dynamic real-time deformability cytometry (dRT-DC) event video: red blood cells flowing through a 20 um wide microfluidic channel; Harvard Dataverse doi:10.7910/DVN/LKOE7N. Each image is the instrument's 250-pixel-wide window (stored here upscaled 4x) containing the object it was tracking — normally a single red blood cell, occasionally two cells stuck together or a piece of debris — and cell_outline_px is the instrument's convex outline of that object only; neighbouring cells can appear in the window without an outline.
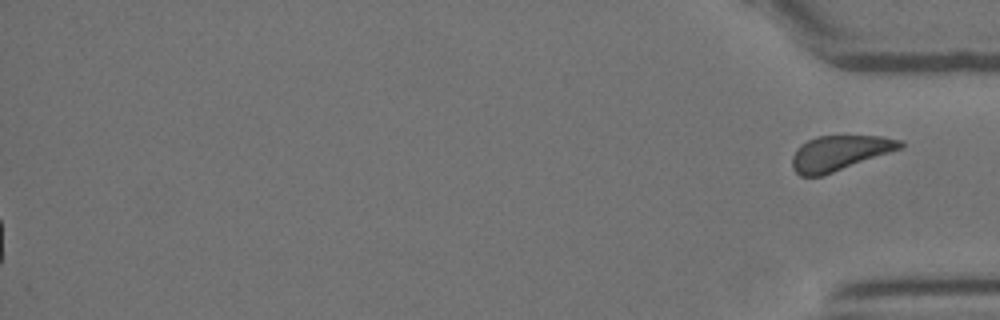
{"species": "Egyptian fruit bat (a non-hibernating species)", "species_latin": "Rousettus aegyptiacus", "temperature_condition": "room temperature", "stored_images_in_passage": 44, "segment_of_instrument_passage": [2, 2], "camera_frame_rate_fps": 3000, "um_per_image_px": 0.085, "animal": {"sex": "female"}, "frame": {"image": 1, "passage_image": 44, "time_ms": 14.333, "image_size_px": [1000, 320], "cell_outline_px": [[904, 144], [900, 148], [824, 176], [800, 176], [792, 168], [792, 156], [796, 148], [800, 144], [816, 136], [884, 136], [904, 140]], "centroid_in_image_um": [71.33, 13.0], "position_along_channel_um": 363.9, "area_um2": 22.08}}